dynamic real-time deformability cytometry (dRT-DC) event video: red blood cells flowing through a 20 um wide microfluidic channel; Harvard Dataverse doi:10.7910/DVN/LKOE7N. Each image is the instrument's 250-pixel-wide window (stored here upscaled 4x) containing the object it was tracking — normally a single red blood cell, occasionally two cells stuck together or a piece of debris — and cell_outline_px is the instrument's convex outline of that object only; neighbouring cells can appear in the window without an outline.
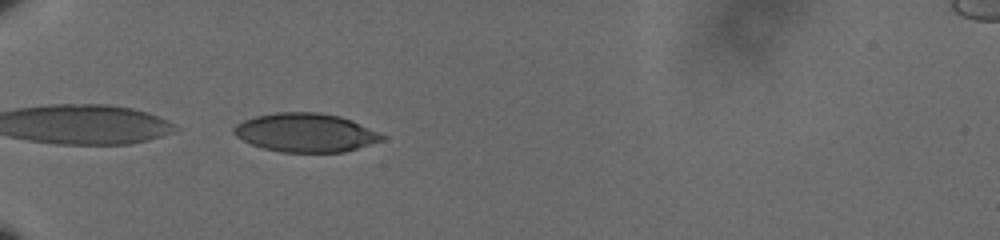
{"species": "human", "species_latin": "Homo sapiens", "temperature_condition": "cold", "stored_images_in_passage": 39, "camera_frame_rate_fps": 3000, "um_per_image_px": 0.085, "donor": {"sex": "male"}, "frame": {"image": 1, "passage_image": 1, "time_ms": 0.0, "image_size_px": [1000, 240], "cell_outline_px": [[384, 140], [344, 152], [280, 152], [264, 148], [252, 144], [236, 136], [232, 132], [232, 128], [236, 124], [244, 120], [256, 116], [276, 112], [316, 112], [340, 116], [352, 120], [384, 136]], "centroid_in_image_um": [25.94, 11.27], "position_along_channel_um": 59.1, "area_um2": 33.18}}
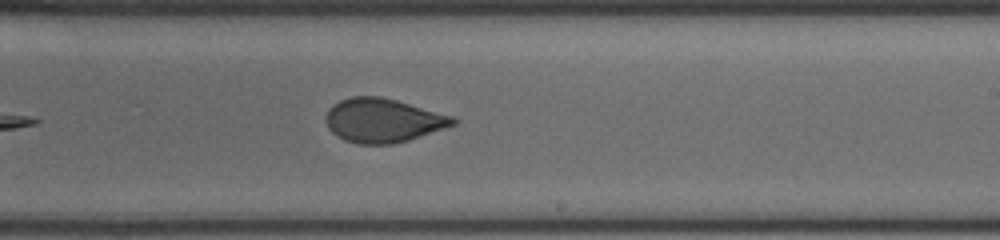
{"frame": {"image": 2, "passage_image": 19, "time_ms": 6.0, "image_size_px": [1000, 240], "cell_outline_px": [[460, 120], [456, 124], [408, 140], [392, 144], [356, 144], [344, 140], [336, 136], [328, 128], [328, 108], [332, 104], [340, 100], [352, 96], [380, 96], [396, 100], [452, 116]], "centroid_in_image_um": [32.55, 10.23], "position_along_channel_um": 256.5, "area_um2": 32.37}}
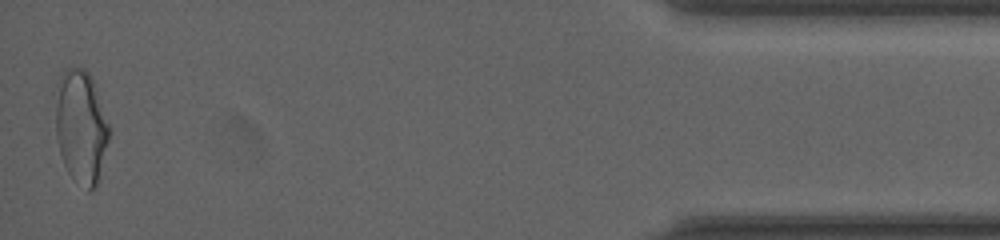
{"frame": {"image": 3, "passage_image": 39, "time_ms": 12.667, "image_size_px": [1000, 240], "cell_outline_px": [[108, 140], [100, 180], [88, 192], [72, 180], [64, 164], [60, 152], [56, 136], [56, 104], [60, 76], [64, 68], [84, 68], [92, 76], [108, 124]], "centroid_in_image_um": [6.89, 10.82], "position_along_channel_um": 428.3, "area_um2": 35.32}, "authors_computed_cell_mechanics": {"area_um2": 32.946, "velocity_mm_per_s": 3.6015, "shape_relaxation_time_tau1_ms": 6.6786, "shape_relaxation_time_tau2_ms": 1.1676, "deformation_change_tau1": 0.1605, "deformation_change_tau2": 0.067}}